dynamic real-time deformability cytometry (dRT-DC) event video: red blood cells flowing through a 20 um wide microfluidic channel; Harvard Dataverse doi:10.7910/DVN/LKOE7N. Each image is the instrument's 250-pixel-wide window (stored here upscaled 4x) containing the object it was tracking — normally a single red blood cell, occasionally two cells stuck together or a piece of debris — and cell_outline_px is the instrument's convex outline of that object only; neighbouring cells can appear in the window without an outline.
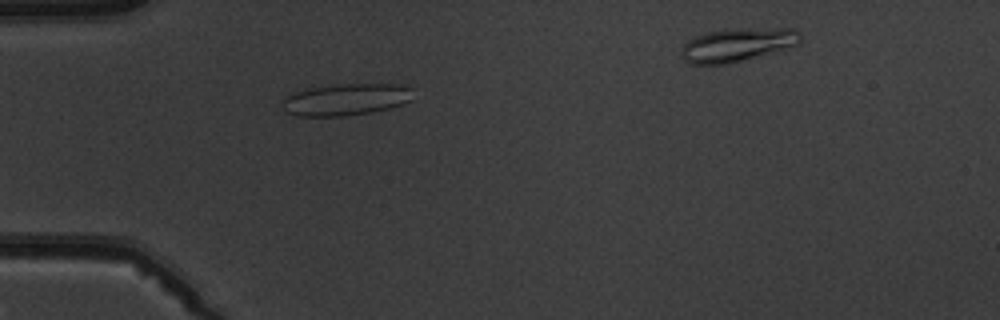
{"species": "common noctule bat (a hibernating species)", "species_latin": "Nyctalus noctula", "temperature_condition": "warm", "stored_images_in_passage": 3, "segment_of_instrument_passage": [1, 2], "camera_frame_rate_fps": 3000, "um_per_image_px": 0.085, "animal": {"sex": "male", "body_mass_g": 19.5, "forearm_length_mm": 54.6}, "frame": {"image": 1, "passage_image": 2, "time_ms": 1.0, "image_size_px": [1000, 320], "cell_outline_px": [[412, 100], [388, 108], [372, 112], [344, 116], [296, 116], [288, 112], [284, 108], [280, 100], [296, 92], [312, 88], [336, 84], [400, 84], [412, 88]], "centroid_in_image_um": [29.42, 8.46], "position_along_channel_um": 55.6, "area_um2": 24.1}}